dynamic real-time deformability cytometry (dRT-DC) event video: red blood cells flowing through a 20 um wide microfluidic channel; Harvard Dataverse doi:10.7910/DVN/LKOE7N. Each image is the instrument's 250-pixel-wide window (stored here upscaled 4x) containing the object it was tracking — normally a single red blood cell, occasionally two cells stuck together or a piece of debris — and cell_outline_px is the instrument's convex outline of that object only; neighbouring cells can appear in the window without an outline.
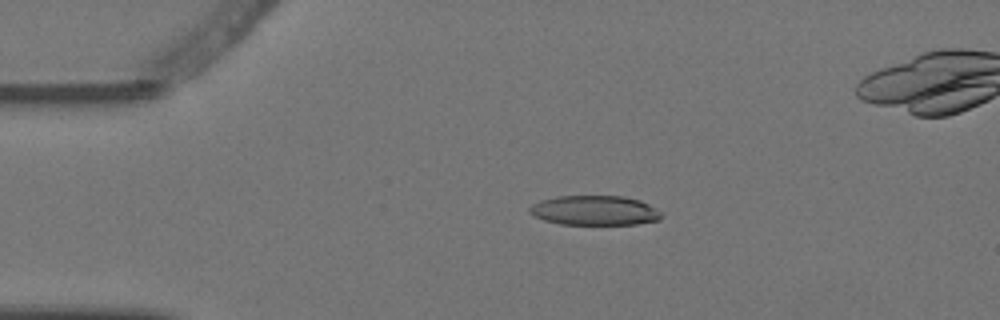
{"species": "Egyptian fruit bat (a non-hibernating species)", "species_latin": "Rousettus aegyptiacus", "temperature_condition": "warm", "stored_images_in_passage": 5, "camera_frame_rate_fps": 3000, "um_per_image_px": 0.085, "animal": {"sex": "female"}, "frame": {"image": 1, "passage_image": 3, "time_ms": 0.667, "image_size_px": [1000, 320], "cell_outline_px": [[660, 220], [636, 224], [560, 224], [544, 220], [532, 216], [528, 212], [528, 208], [532, 204], [540, 200], [556, 196], [624, 196], [640, 200], [656, 208], [660, 212]], "centroid_in_image_um": [50.5, 17.88], "position_along_channel_um": 34.5, "area_um2": 22.89}}